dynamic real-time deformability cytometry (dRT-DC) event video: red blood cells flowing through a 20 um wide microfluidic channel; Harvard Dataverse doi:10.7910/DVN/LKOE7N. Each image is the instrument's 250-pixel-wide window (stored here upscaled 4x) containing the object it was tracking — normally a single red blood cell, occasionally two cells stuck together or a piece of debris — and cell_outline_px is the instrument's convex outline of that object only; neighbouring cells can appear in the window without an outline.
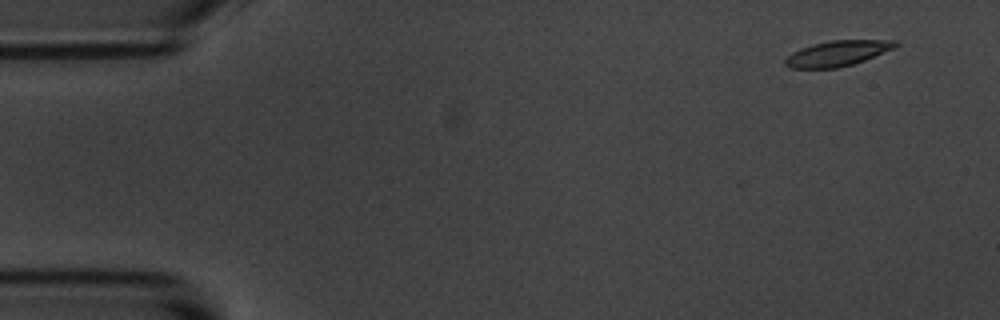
{"species": "common noctule bat (a hibernating species)", "species_latin": "Nyctalus noctula", "temperature_condition": "room temperature", "stored_images_in_passage": 4, "camera_frame_rate_fps": 3000, "um_per_image_px": 0.085, "animal": {"sex": "male", "body_mass_g": 20.1, "forearm_length_mm": 53.5}, "frame": {"image": 1, "passage_image": 1, "time_ms": 0.0, "image_size_px": [1000, 320], "cell_outline_px": [[900, 44], [896, 48], [864, 60], [852, 64], [836, 68], [788, 68], [784, 64], [784, 60], [792, 52], [800, 48], [812, 44], [828, 40], [896, 40]], "centroid_in_image_um": [71.19, 4.52], "position_along_channel_um": 13.8, "area_um2": 16.47}}
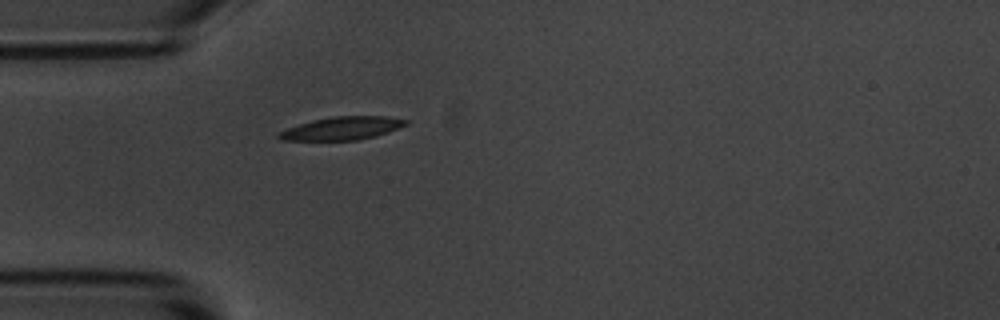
{"frame": {"image": 2, "passage_image": 4, "time_ms": 4.0, "image_size_px": [1000, 320], "cell_outline_px": [[408, 124], [388, 132], [376, 136], [356, 140], [280, 140], [276, 136], [276, 132], [312, 120], [332, 116], [388, 116], [408, 120]], "centroid_in_image_um": [29.07, 10.9], "position_along_channel_um": 55.9, "area_um2": 17.11}}